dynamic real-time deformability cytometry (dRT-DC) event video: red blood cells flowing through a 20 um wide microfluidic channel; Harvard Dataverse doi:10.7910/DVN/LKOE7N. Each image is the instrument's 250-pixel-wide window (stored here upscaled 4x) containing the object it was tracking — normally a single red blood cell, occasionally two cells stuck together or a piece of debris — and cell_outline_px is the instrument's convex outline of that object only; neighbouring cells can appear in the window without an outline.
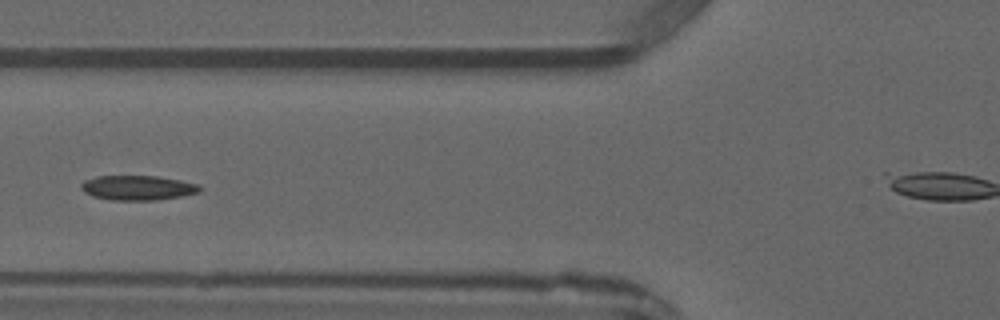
{"species": "common noctule bat (a hibernating species)", "species_latin": "Nyctalus noctula", "temperature_condition": "warm", "stored_images_in_passage": 3, "camera_frame_rate_fps": 3000, "um_per_image_px": 0.085, "animal": {"sex": "male", "forearm_length_mm": 52.5}, "frame": {"image": 1, "passage_image": 3, "time_ms": 3.333, "image_size_px": [1000, 320], "cell_outline_px": [[200, 192], [180, 196], [156, 200], [112, 200], [92, 196], [84, 192], [80, 188], [80, 184], [84, 180], [96, 176], [156, 176], [180, 180], [200, 184]], "centroid_in_image_um": [11.68, 15.96], "position_along_channel_um": 114.1, "area_um2": 17.11}}